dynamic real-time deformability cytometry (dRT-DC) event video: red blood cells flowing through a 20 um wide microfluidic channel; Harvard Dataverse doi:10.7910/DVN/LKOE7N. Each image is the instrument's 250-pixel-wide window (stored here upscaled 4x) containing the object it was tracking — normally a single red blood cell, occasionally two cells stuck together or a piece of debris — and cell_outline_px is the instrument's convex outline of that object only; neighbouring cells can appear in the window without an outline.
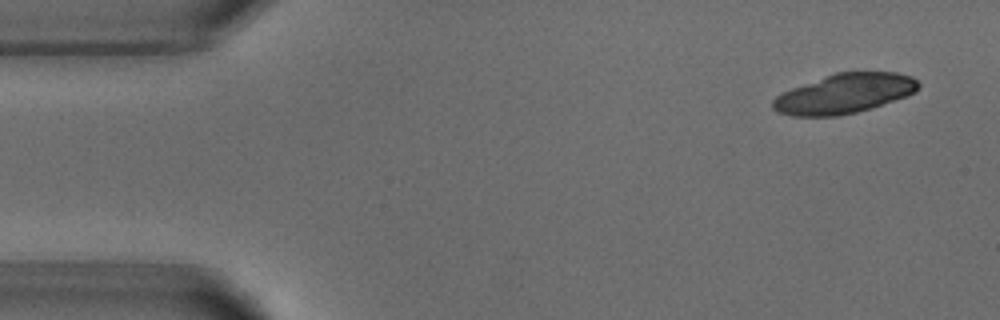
{"species": "common noctule bat (a hibernating species)", "species_latin": "Nyctalus noctula", "temperature_condition": "warm", "stored_images_in_passage": 4, "camera_frame_rate_fps": 3000, "um_per_image_px": 0.085, "animal": {"sex": "male", "body_mass_g": 18.8}, "frame": {"image": 1, "passage_image": 1, "time_ms": 0.0, "image_size_px": [1000, 320], "cell_outline_px": [[920, 88], [916, 92], [872, 108], [856, 112], [836, 116], [792, 116], [776, 112], [772, 108], [772, 100], [776, 96], [792, 88], [836, 72], [896, 72], [912, 76], [920, 84]], "centroid_in_image_um": [71.78, 7.96], "position_along_channel_um": 13.2, "area_um2": 33.52}}